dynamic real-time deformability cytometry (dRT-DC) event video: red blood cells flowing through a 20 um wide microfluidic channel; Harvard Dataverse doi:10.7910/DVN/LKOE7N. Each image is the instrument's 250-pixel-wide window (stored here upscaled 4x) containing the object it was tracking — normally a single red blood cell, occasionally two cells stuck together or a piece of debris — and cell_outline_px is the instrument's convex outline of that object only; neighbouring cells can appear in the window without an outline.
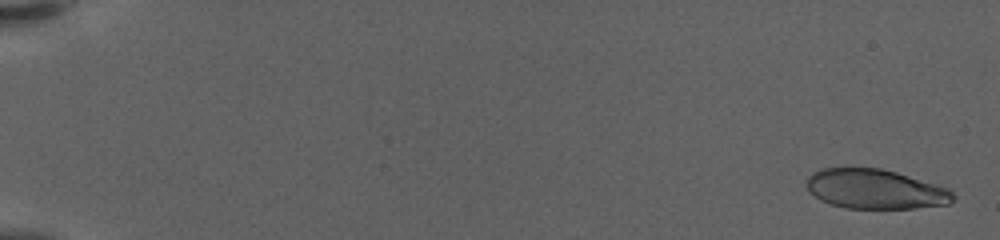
{"species": "human", "species_latin": "Homo sapiens", "temperature_condition": "warm", "stored_images_in_passage": 59, "camera_frame_rate_fps": 3000, "um_per_image_px": 0.085, "donor": {"sex": "female"}, "frame": {"image": 1, "passage_image": 2, "time_ms": 0.333, "image_size_px": [1000, 240], "cell_outline_px": [[956, 196], [948, 204], [916, 208], [844, 208], [820, 200], [808, 188], [808, 176], [812, 172], [824, 168], [880, 168], [896, 172], [948, 188]], "centroid_in_image_um": [74.41, 16.07], "position_along_channel_um": 10.6, "area_um2": 33.47}}
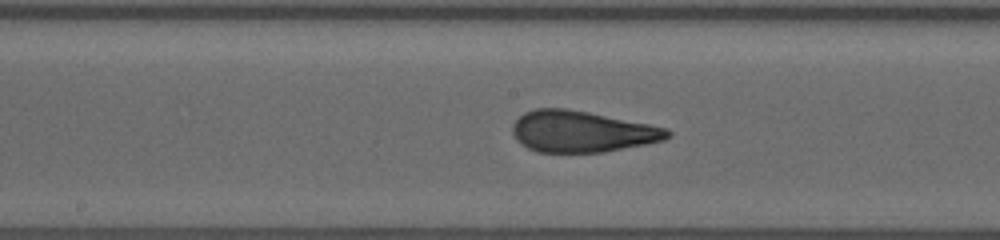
{"frame": {"image": 2, "passage_image": 33, "time_ms": 10.667, "image_size_px": [1000, 240], "cell_outline_px": [[672, 136], [664, 140], [648, 144], [604, 152], [536, 152], [528, 148], [516, 140], [512, 132], [512, 124], [524, 112], [536, 108], [568, 108], [648, 124], [664, 128], [672, 132]], "centroid_in_image_um": [49.44, 11.18], "position_along_channel_um": 198.8, "area_um2": 37.34}}
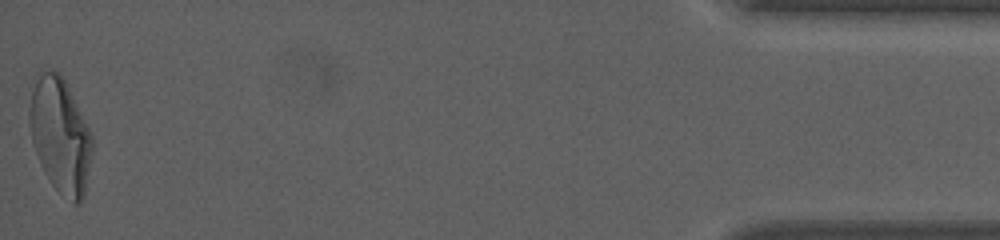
{"frame": {"image": 3, "passage_image": 59, "time_ms": 19.333, "image_size_px": [1000, 240], "cell_outline_px": [[92, 152], [84, 196], [80, 204], [72, 204], [52, 184], [44, 172], [40, 164], [32, 140], [28, 120], [28, 108], [32, 92], [36, 80], [40, 72], [60, 72], [92, 136]], "centroid_in_image_um": [5.11, 11.56], "position_along_channel_um": 430.1, "area_um2": 41.33}, "authors_computed_cell_mechanics": {"area_um2": 36.7608, "velocity_mm_per_s": 3.6209, "shape_relaxation_time_tau1_ms": 8.7894, "shape_relaxation_time_tau2_ms": 0.9199, "deformation_change_tau1": 0.3013, "deformation_change_tau2": 0.0823}}